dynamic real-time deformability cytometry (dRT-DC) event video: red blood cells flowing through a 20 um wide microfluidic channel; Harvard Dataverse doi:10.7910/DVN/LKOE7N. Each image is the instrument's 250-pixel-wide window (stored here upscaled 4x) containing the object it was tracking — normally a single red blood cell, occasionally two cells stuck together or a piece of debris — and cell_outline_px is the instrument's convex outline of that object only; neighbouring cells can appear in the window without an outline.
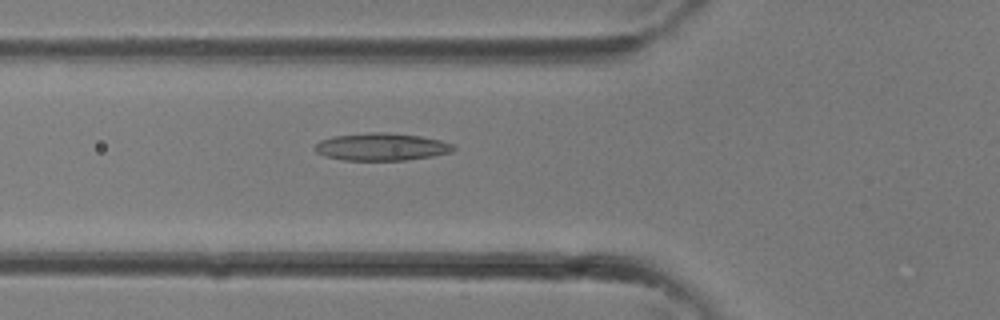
{"species": "common noctule bat (a hibernating species)", "species_latin": "Nyctalus noctula", "temperature_condition": "room temperature", "stored_images_in_passage": 28, "camera_frame_rate_fps": 3000, "um_per_image_px": 0.085, "animal": {"sex": "female"}, "frame": {"image": 1, "passage_image": 7, "time_ms": 2.0, "image_size_px": [1000, 320], "cell_outline_px": [[456, 148], [452, 152], [432, 156], [404, 160], [344, 160], [324, 156], [316, 152], [312, 148], [320, 140], [332, 136], [368, 132], [384, 132], [420, 136], [440, 140], [452, 144]], "centroid_in_image_um": [32.39, 12.48], "position_along_channel_um": 93.4, "area_um2": 22.25}}
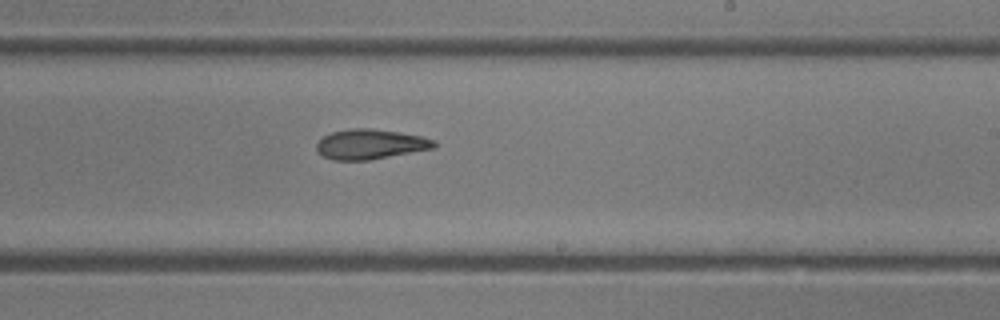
{"frame": {"image": 2, "passage_image": 15, "time_ms": 4.667, "image_size_px": [1000, 320], "cell_outline_px": [[436, 148], [368, 160], [332, 160], [324, 156], [316, 148], [316, 144], [324, 136], [332, 132], [352, 128], [372, 128], [400, 132], [420, 136], [436, 140]], "centroid_in_image_um": [31.51, 12.25], "position_along_channel_um": 257.5, "area_um2": 20.46}}
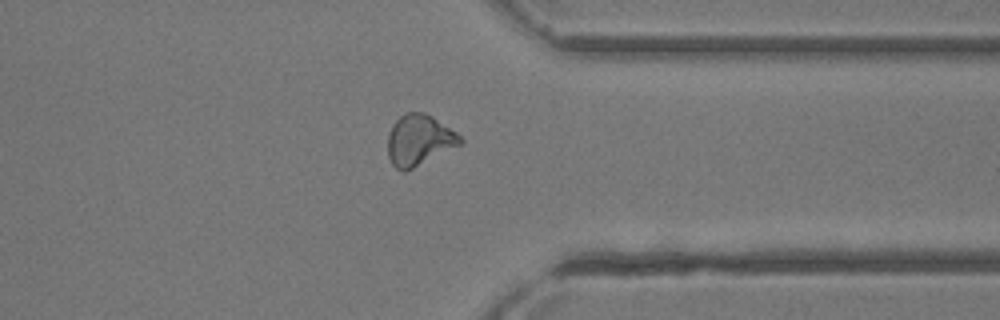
{"frame": {"image": 3, "passage_image": 21, "time_ms": 6.667, "image_size_px": [1000, 320], "cell_outline_px": [[464, 140], [460, 144], [404, 172], [396, 168], [392, 164], [388, 156], [388, 132], [392, 124], [400, 116], [408, 112], [424, 112], [432, 116], [456, 132]], "centroid_in_image_um": [35.59, 11.89], "position_along_channel_um": 375.8, "area_um2": 21.15}}